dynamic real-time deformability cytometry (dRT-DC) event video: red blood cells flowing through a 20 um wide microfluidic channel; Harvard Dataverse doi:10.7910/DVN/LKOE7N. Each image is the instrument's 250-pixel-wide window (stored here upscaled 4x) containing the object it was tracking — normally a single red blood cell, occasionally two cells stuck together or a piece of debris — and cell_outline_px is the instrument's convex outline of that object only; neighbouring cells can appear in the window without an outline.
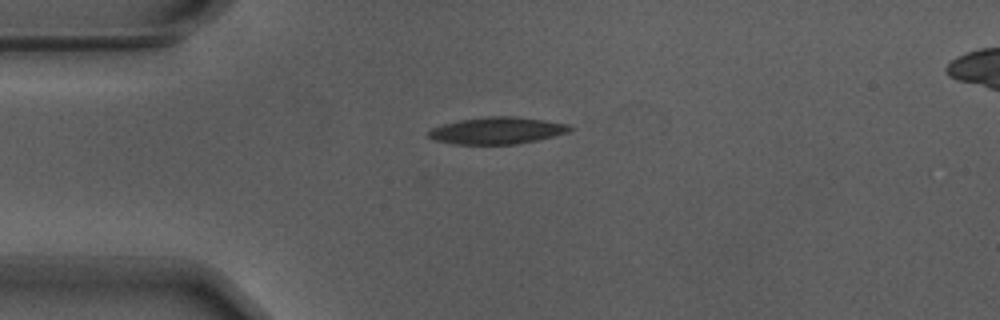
{"species": "Egyptian fruit bat (a non-hibernating species)", "species_latin": "Rousettus aegyptiacus", "temperature_condition": "warm", "stored_images_in_passage": 16, "camera_frame_rate_fps": 3000, "um_per_image_px": 0.085, "animal": {"sex": "male"}, "frame": {"image": 1, "passage_image": 1, "time_ms": 0.0, "image_size_px": [1000, 320], "cell_outline_px": [[572, 128], [568, 132], [536, 140], [516, 144], [452, 144], [436, 140], [428, 136], [428, 132], [432, 128], [444, 124], [460, 120], [488, 116], [512, 116], [544, 120], [568, 124]], "centroid_in_image_um": [42.24, 11.1], "position_along_channel_um": 42.8, "area_um2": 21.85}}
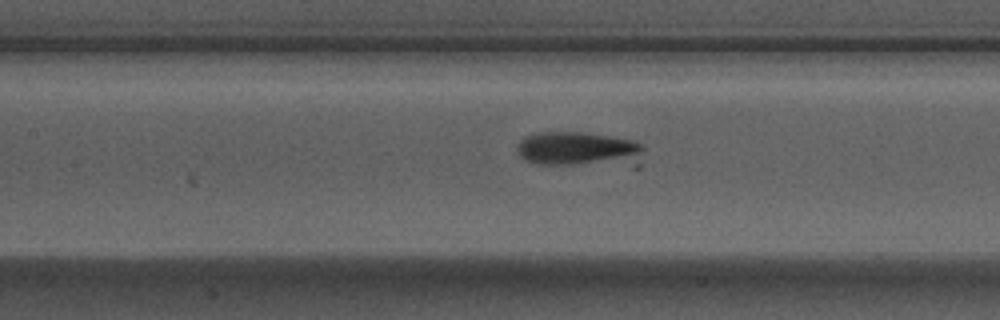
{"frame": {"image": 2, "passage_image": 12, "time_ms": 3.667, "image_size_px": [1000, 320], "cell_outline_px": [[644, 148], [640, 168], [632, 168], [540, 164], [524, 160], [520, 156], [516, 148], [520, 140], [524, 136], [536, 132], [584, 132], [628, 140], [644, 144]], "centroid_in_image_um": [49.32, 12.75], "position_along_channel_um": 158.1, "area_um2": 27.11}}
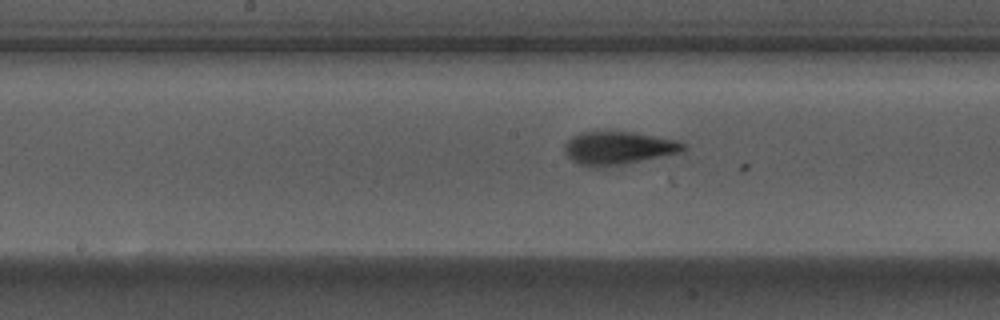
{"frame": {"image": 3, "passage_image": 15, "time_ms": 4.667, "image_size_px": [1000, 320], "cell_outline_px": [[684, 148], [680, 152], [624, 164], [596, 168], [592, 168], [580, 164], [572, 160], [564, 152], [564, 144], [572, 136], [580, 132], [632, 132], [676, 140], [684, 144]], "centroid_in_image_um": [52.48, 12.59], "position_along_channel_um": 195.7, "area_um2": 22.6}}